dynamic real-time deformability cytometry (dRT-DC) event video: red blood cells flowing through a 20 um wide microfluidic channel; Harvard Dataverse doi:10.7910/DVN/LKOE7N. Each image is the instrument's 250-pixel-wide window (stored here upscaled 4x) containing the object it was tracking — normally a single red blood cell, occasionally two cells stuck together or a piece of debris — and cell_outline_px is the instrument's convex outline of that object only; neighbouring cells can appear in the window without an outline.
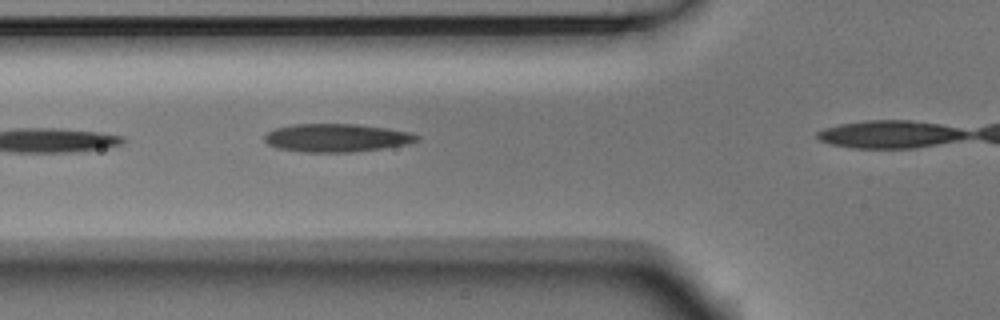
{"species": "Egyptian fruit bat (a non-hibernating species)", "species_latin": "Rousettus aegyptiacus", "temperature_condition": "room temperature", "stored_images_in_passage": 4, "camera_frame_rate_fps": 3000, "um_per_image_px": 0.085, "animal": {"sex": "male"}, "frame": {"image": 1, "passage_image": 3, "time_ms": 0.667, "image_size_px": [1000, 320], "cell_outline_px": [[420, 136], [416, 140], [408, 144], [384, 148], [352, 152], [304, 152], [276, 148], [268, 144], [264, 140], [264, 136], [268, 132], [276, 128], [292, 124], [356, 124], [388, 128], [412, 132]], "centroid_in_image_um": [28.61, 11.71], "position_along_channel_um": 97.2, "area_um2": 25.09}}